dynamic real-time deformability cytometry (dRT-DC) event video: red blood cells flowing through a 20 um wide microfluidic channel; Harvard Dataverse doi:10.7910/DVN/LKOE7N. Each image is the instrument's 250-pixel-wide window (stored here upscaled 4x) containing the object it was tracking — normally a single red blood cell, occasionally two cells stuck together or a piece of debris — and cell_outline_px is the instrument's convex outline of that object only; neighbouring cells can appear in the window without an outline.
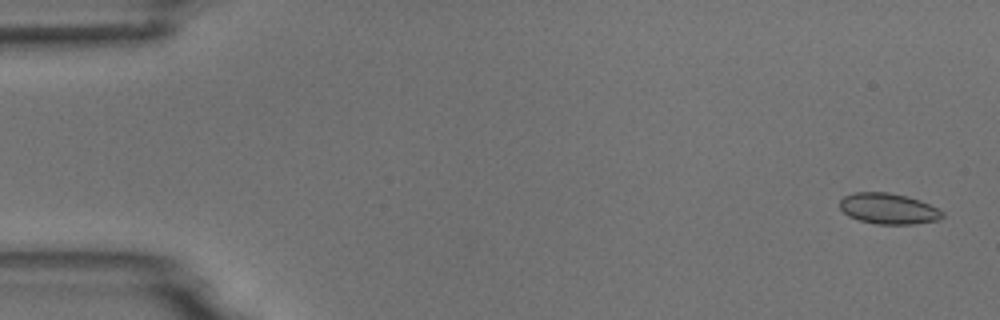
{"species": "common noctule bat (a hibernating species)", "species_latin": "Nyctalus noctula", "temperature_condition": "room temperature", "stored_images_in_passage": 10, "camera_frame_rate_fps": 3000, "um_per_image_px": 0.085, "animal": {"sex": "male", "body_mass_g": 18.8}, "frame": {"image": 1, "passage_image": 2, "time_ms": 0.333, "image_size_px": [1000, 320], "cell_outline_px": [[944, 216], [936, 220], [916, 224], [876, 224], [860, 220], [848, 216], [840, 208], [840, 200], [844, 196], [856, 192], [888, 192], [920, 200], [944, 212]], "centroid_in_image_um": [75.5, 17.74], "position_along_channel_um": 9.5, "area_um2": 18.26}}